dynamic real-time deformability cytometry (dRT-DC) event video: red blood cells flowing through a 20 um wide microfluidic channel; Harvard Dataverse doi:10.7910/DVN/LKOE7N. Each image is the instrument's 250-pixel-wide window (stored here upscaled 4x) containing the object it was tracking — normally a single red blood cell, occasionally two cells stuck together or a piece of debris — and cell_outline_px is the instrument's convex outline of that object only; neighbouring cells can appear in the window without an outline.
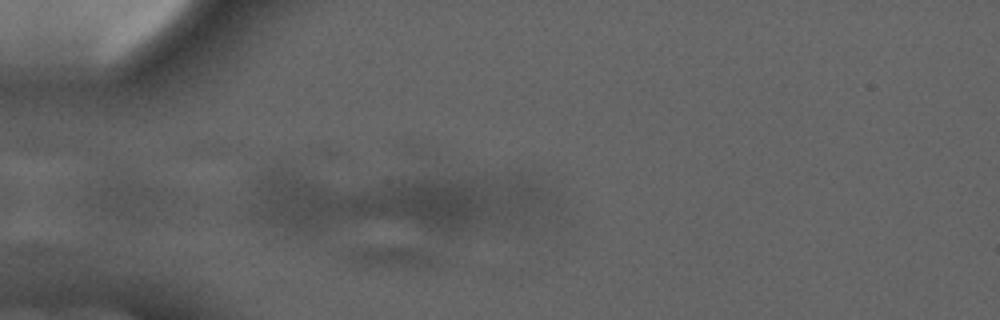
{"species": "common noctule bat (a hibernating species)", "species_latin": "Nyctalus noctula", "temperature_condition": "cold", "stored_images_in_passage": 4, "camera_frame_rate_fps": 3000, "um_per_image_px": 0.085, "animal": {"sex": "male", "forearm_length_mm": 52.5}, "frame": {"image": 1, "passage_image": 4, "time_ms": 3.333, "image_size_px": [1000, 320], "cell_outline_px": [[196, 204], [160, 220], [144, 224], [128, 224], [96, 216], [84, 212], [76, 204], [80, 188], [88, 180], [100, 176], [124, 176], [172, 188], [188, 196]], "centroid_in_image_um": [11.08, 17.0], "position_along_channel_um": 73.9, "area_um2": 29.02}}